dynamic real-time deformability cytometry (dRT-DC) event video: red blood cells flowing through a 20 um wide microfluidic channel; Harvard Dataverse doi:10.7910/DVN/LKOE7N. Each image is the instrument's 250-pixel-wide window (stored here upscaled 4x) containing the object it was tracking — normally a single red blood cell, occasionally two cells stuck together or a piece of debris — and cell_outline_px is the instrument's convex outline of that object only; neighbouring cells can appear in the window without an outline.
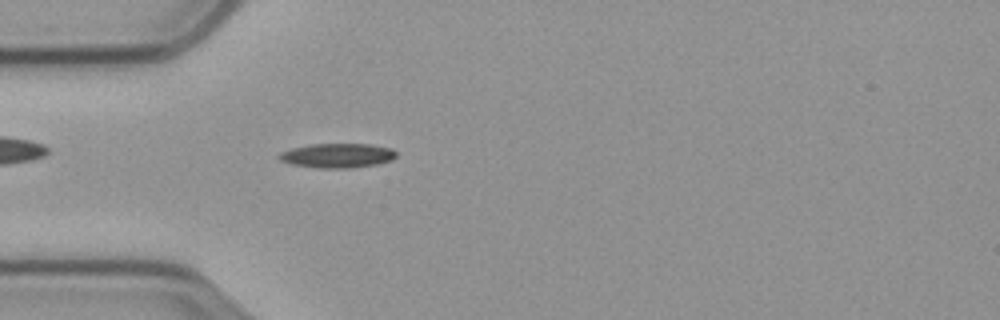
{"species": "common noctule bat (a hibernating species)", "species_latin": "Nyctalus noctula", "temperature_condition": "cold", "stored_images_in_passage": 57, "camera_frame_rate_fps": 3000, "um_per_image_px": 0.085, "animal": {"sex": "male", "body_mass_g": 23.1, "forearm_length_mm": 52.7}, "frame": {"image": 1, "passage_image": 16, "time_ms": 5.0, "image_size_px": [1000, 320], "cell_outline_px": [[396, 156], [392, 160], [376, 164], [348, 168], [320, 168], [292, 164], [280, 160], [276, 156], [280, 152], [292, 148], [312, 144], [368, 144], [392, 148], [396, 152]], "centroid_in_image_um": [28.67, 13.22], "position_along_channel_um": 56.3, "area_um2": 16.59}}
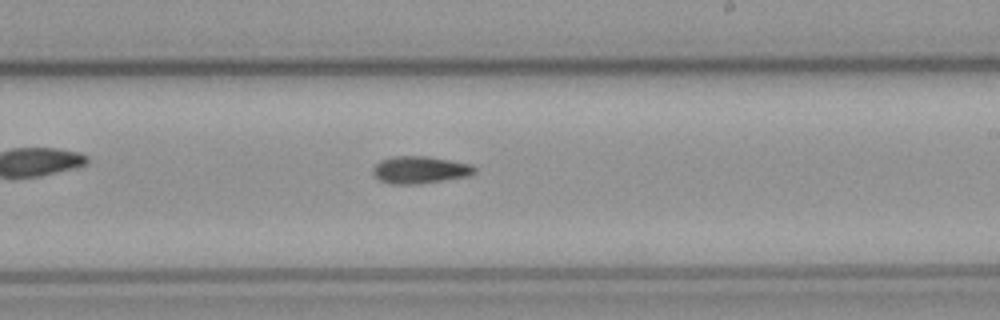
{"frame": {"image": 2, "passage_image": 33, "time_ms": 10.667, "image_size_px": [1000, 320], "cell_outline_px": [[476, 172], [468, 176], [420, 184], [392, 184], [380, 180], [372, 172], [372, 168], [380, 160], [392, 156], [428, 156], [472, 164], [476, 168]], "centroid_in_image_um": [35.7, 14.43], "position_along_channel_um": 253.3, "area_um2": 16.24}}
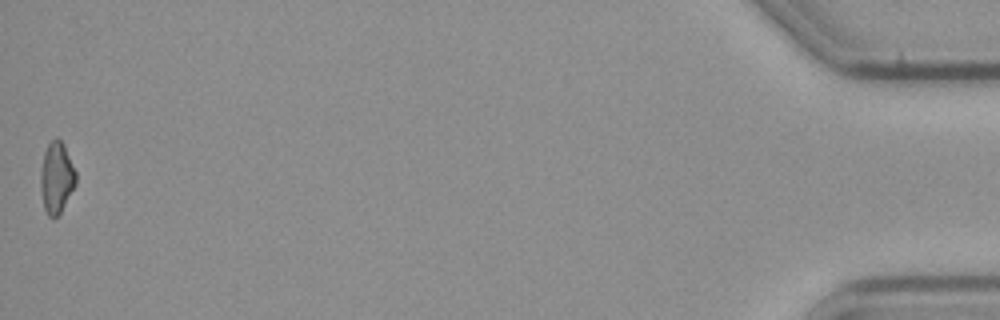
{"frame": {"image": 3, "passage_image": 57, "time_ms": 18.667, "image_size_px": [1000, 320], "cell_outline_px": [[76, 184], [60, 212], [56, 216], [48, 216], [44, 208], [40, 188], [40, 172], [44, 152], [48, 144], [56, 136], [64, 144], [76, 172]], "centroid_in_image_um": [4.8, 15.07], "position_along_channel_um": 430.4, "area_um2": 14.57}}